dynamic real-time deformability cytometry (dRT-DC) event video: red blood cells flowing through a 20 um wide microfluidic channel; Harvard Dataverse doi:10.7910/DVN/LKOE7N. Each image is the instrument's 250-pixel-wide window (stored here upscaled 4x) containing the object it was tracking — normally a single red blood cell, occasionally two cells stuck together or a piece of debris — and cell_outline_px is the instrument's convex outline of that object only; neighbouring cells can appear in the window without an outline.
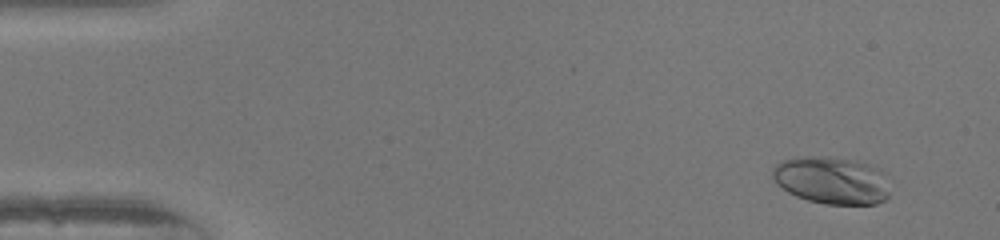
{"species": "human", "species_latin": "Homo sapiens", "temperature_condition": "warm", "stored_images_in_passage": 52, "camera_frame_rate_fps": 3000, "um_per_image_px": 0.085, "donor": {"sex": "female"}, "frame": {"image": 1, "passage_image": 4, "time_ms": 1.0, "image_size_px": [1000, 240], "cell_outline_px": [[888, 200], [876, 204], [824, 204], [808, 200], [796, 196], [788, 192], [776, 184], [772, 176], [772, 168], [776, 164], [784, 160], [796, 156], [828, 156], [856, 160], [880, 168], [888, 172]], "centroid_in_image_um": [70.74, 15.31], "position_along_channel_um": 14.3, "area_um2": 33.23}}
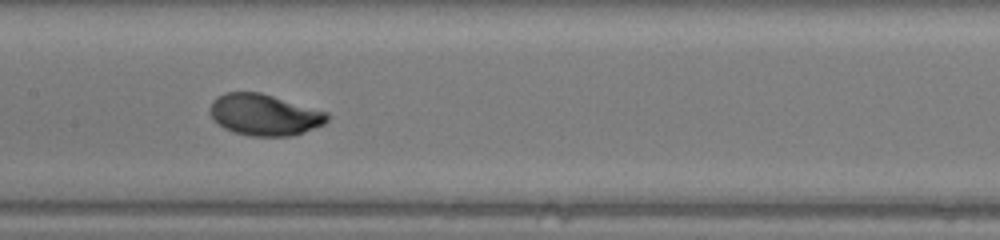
{"frame": {"image": 2, "passage_image": 26, "time_ms": 8.333, "image_size_px": [1000, 240], "cell_outline_px": [[328, 120], [324, 124], [304, 132], [292, 136], [252, 136], [232, 132], [224, 128], [212, 120], [208, 112], [208, 108], [212, 100], [216, 96], [224, 92], [260, 92], [328, 112]], "centroid_in_image_um": [22.41, 9.75], "position_along_channel_um": 185.0, "area_um2": 28.61}}
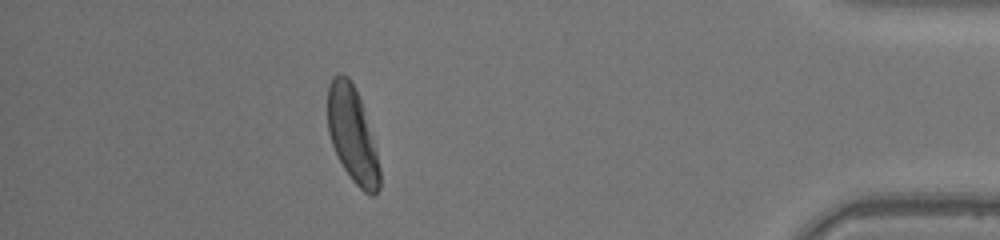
{"frame": {"image": 3, "passage_image": 46, "time_ms": 15.0, "image_size_px": [1000, 240], "cell_outline_px": [[380, 188], [372, 196], [368, 196], [352, 180], [344, 168], [332, 144], [328, 132], [328, 84], [332, 76], [340, 72], [348, 76], [360, 100], [376, 148], [380, 168]], "centroid_in_image_um": [29.95, 11.46], "position_along_channel_um": 405.2, "area_um2": 28.67}, "authors_computed_cell_mechanics": {"area_um2": 28.2642, "velocity_mm_per_s": 4.0436, "shape_relaxation_time_tau1_ms": 2.6268, "shape_relaxation_time_tau2_ms": null, "deformation_change_tau1": 0.1842, "deformation_change_tau2": null}}